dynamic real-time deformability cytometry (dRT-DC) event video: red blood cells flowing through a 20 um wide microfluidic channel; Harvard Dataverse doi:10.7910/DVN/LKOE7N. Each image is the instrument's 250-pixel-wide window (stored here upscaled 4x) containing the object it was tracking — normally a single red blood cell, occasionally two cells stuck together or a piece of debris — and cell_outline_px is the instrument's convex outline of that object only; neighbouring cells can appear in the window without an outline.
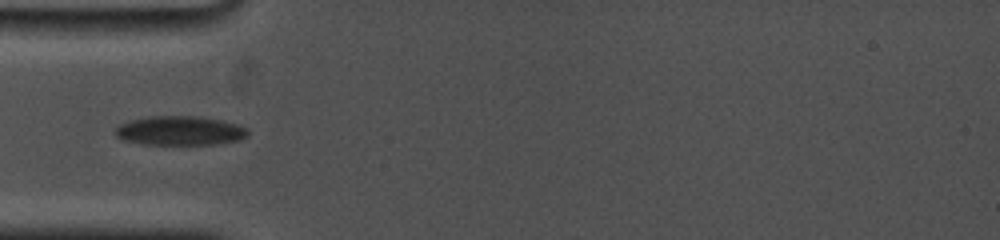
{"species": "common noctule bat (a hibernating species)", "species_latin": "Nyctalus noctula", "temperature_condition": "cold", "stored_images_in_passage": 81, "camera_frame_rate_fps": 5000, "um_per_image_px": 0.085, "animal": {"sex": "female", "body_mass_g": 19.0, "forearm_length_mm": 53.3}, "frame": {"image": 1, "passage_image": 1, "time_ms": 0.0, "image_size_px": [1000, 240], "cell_outline_px": [[248, 136], [240, 140], [216, 144], [140, 144], [120, 140], [116, 136], [116, 128], [120, 124], [128, 120], [148, 116], [196, 116], [220, 120], [236, 124], [248, 128]], "centroid_in_image_um": [15.27, 11.11], "position_along_channel_um": 69.7, "area_um2": 22.72}}
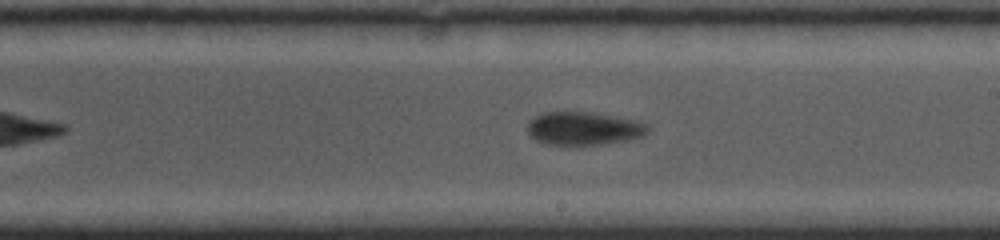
{"frame": {"image": 2, "passage_image": 27, "time_ms": 4.6, "image_size_px": [1000, 240], "cell_outline_px": [[652, 128], [644, 136], [628, 140], [600, 144], [544, 144], [536, 140], [528, 132], [528, 124], [540, 112], [592, 112], [640, 120], [648, 124]], "centroid_in_image_um": [49.7, 10.9], "position_along_channel_um": 239.3, "area_um2": 23.41}}
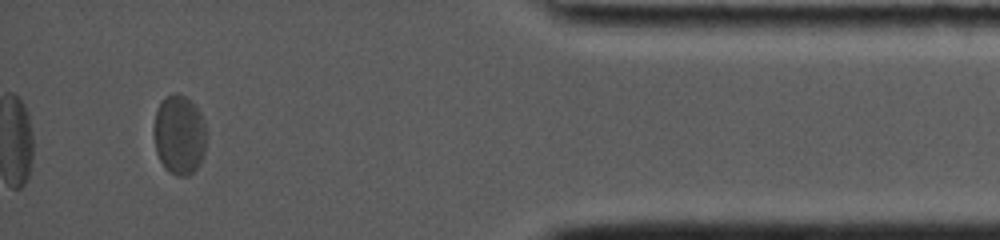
{"frame": {"image": 3, "passage_image": 73, "time_ms": 10.4, "image_size_px": [1000, 240], "cell_outline_px": [[208, 136], [204, 152], [200, 164], [188, 176], [176, 176], [164, 168], [156, 152], [152, 132], [152, 128], [156, 112], [160, 100], [164, 96], [184, 96], [200, 112], [204, 120]], "centroid_in_image_um": [15.23, 11.5], "position_along_channel_um": 420.0, "area_um2": 24.68}}